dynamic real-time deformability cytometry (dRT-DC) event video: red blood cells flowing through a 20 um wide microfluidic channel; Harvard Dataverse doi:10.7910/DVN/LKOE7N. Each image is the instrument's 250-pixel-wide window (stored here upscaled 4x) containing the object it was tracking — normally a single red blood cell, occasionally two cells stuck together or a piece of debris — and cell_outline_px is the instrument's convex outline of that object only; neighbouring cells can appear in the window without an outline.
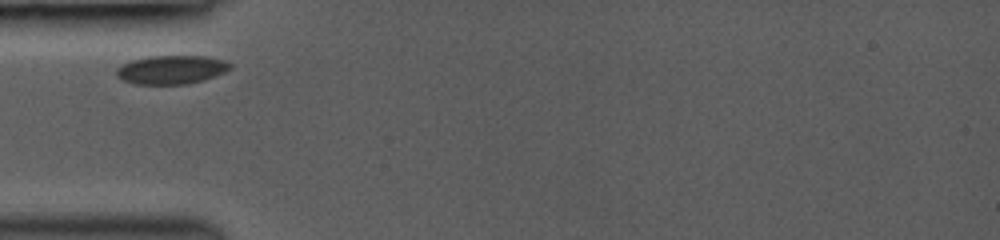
{"species": "common noctule bat (a hibernating species)", "species_latin": "Nyctalus noctula", "temperature_condition": "room temperature", "stored_images_in_passage": 13, "camera_frame_rate_fps": 3000, "um_per_image_px": 0.085, "animal": {"sex": "female", "body_mass_g": 19.0, "forearm_length_mm": 53.3}, "frame": {"image": 1, "passage_image": 1, "time_ms": 0.0, "image_size_px": [1000, 240], "cell_outline_px": [[232, 68], [224, 72], [204, 80], [188, 84], [136, 84], [124, 80], [116, 76], [116, 68], [132, 60], [148, 56], [204, 56], [224, 60], [232, 64]], "centroid_in_image_um": [14.58, 5.92], "position_along_channel_um": 70.4, "area_um2": 18.96}}
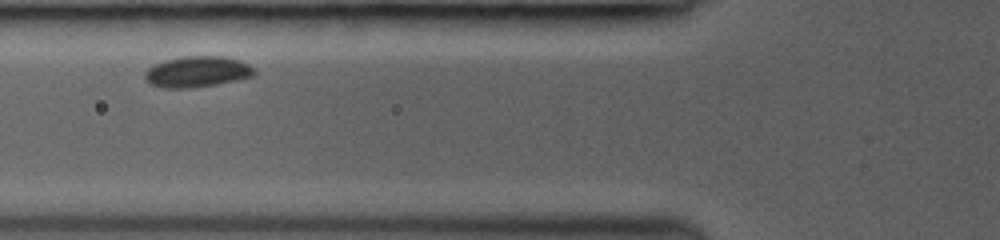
{"frame": {"image": 2, "passage_image": 5, "time_ms": 1.0, "image_size_px": [1000, 240], "cell_outline_px": [[256, 72], [252, 76], [236, 80], [216, 84], [188, 88], [164, 88], [152, 84], [144, 80], [144, 72], [148, 68], [164, 60], [184, 56], [224, 56], [240, 60], [248, 64]], "centroid_in_image_um": [16.74, 6.09], "position_along_channel_um": 109.1, "area_um2": 19.65}}
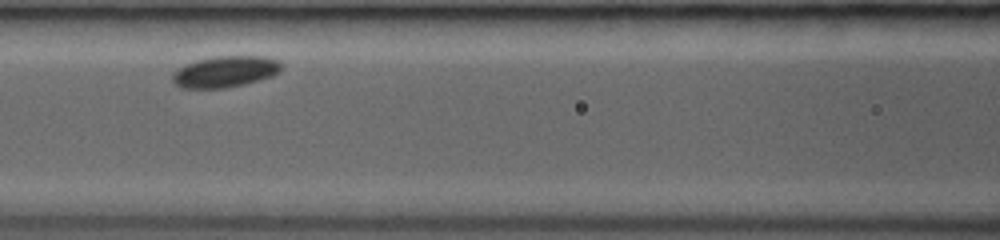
{"frame": {"image": 3, "passage_image": 10, "time_ms": 2.0, "image_size_px": [1000, 240], "cell_outline_px": [[284, 68], [280, 72], [272, 76], [244, 84], [224, 88], [180, 88], [172, 80], [172, 76], [184, 64], [196, 60], [216, 56], [264, 56], [280, 60], [284, 64]], "centroid_in_image_um": [19.21, 6.08], "position_along_channel_um": 147.4, "area_um2": 20.0}}